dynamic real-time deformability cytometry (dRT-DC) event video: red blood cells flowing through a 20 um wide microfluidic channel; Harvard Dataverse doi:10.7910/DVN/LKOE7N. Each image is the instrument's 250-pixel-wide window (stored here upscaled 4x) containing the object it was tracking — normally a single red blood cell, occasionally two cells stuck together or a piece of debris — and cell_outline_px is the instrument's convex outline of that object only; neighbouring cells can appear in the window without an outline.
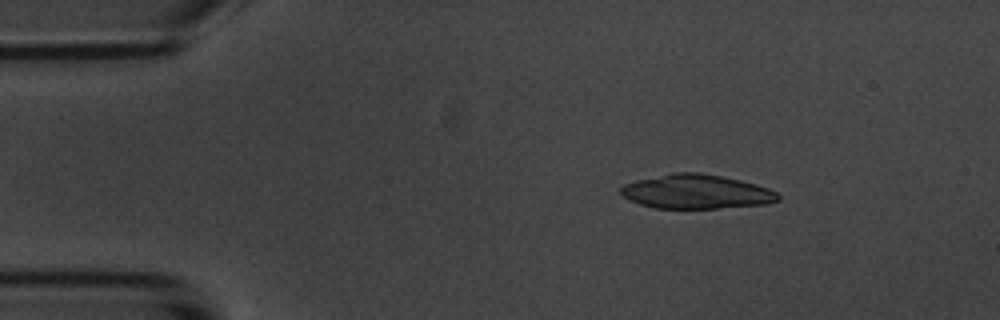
{"species": "common noctule bat (a hibernating species)", "species_latin": "Nyctalus noctula", "temperature_condition": "room temperature", "stored_images_in_passage": 5, "segment_of_instrument_passage": [1, 2], "camera_frame_rate_fps": 3000, "um_per_image_px": 0.085, "animal": {"sex": "male", "body_mass_g": 20.1, "forearm_length_mm": 53.5}, "frame": {"image": 1, "passage_image": 3, "time_ms": 2.333, "image_size_px": [1000, 320], "cell_outline_px": [[780, 200], [764, 204], [716, 208], [656, 208], [640, 204], [624, 196], [620, 192], [620, 188], [624, 184], [636, 180], [672, 172], [700, 172], [740, 180], [756, 184], [768, 188], [776, 192], [780, 196]], "centroid_in_image_um": [59.18, 16.28], "position_along_channel_um": 25.8, "area_um2": 31.15}}